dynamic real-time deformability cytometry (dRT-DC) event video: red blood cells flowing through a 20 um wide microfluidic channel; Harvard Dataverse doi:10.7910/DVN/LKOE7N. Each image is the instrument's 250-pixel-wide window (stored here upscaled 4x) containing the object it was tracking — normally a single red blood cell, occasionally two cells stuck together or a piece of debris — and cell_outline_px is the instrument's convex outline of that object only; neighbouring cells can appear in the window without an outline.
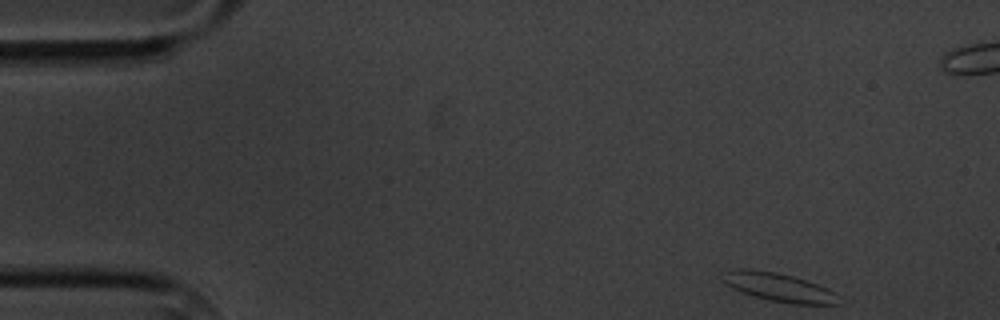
{"species": "common noctule bat (a hibernating species)", "species_latin": "Nyctalus noctula", "temperature_condition": "cold", "stored_images_in_passage": 5, "camera_frame_rate_fps": 3000, "um_per_image_px": 0.085, "animal": {"sex": "male", "body_mass_g": 20.1, "forearm_length_mm": 53.5}, "frame": {"image": 1, "passage_image": 1, "time_ms": 0.0, "image_size_px": [1000, 320], "cell_outline_px": [[840, 304], [792, 304], [768, 300], [732, 288], [720, 280], [732, 268], [752, 268], [776, 272], [792, 276], [828, 288], [836, 292], [840, 296]], "centroid_in_image_um": [66.23, 24.41], "position_along_channel_um": 18.8, "area_um2": 19.31}}